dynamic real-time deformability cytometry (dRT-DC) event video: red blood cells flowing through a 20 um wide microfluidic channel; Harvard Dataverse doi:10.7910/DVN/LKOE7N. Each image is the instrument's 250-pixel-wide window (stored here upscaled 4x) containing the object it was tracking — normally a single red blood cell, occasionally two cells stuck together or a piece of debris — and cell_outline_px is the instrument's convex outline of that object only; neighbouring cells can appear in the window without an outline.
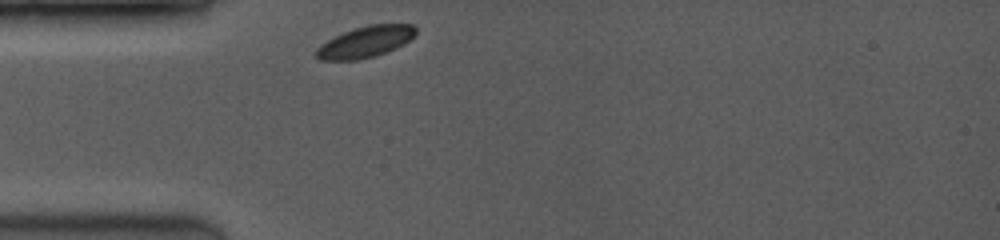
{"species": "common noctule bat (a hibernating species)", "species_latin": "Nyctalus noctula", "temperature_condition": "room temperature", "stored_images_in_passage": 34, "camera_frame_rate_fps": 3500, "um_per_image_px": 0.085, "animal": {"sex": "female", "body_mass_g": 19.0, "forearm_length_mm": 53.3}, "frame": {"image": 1, "passage_image": 1, "time_ms": 0.0, "image_size_px": [1000, 240], "cell_outline_px": [[416, 32], [408, 40], [396, 48], [372, 56], [356, 60], [320, 60], [316, 56], [316, 48], [320, 44], [344, 32], [368, 24], [412, 24], [416, 28]], "centroid_in_image_um": [31.03, 3.55], "position_along_channel_um": 54.0, "area_um2": 17.74}}
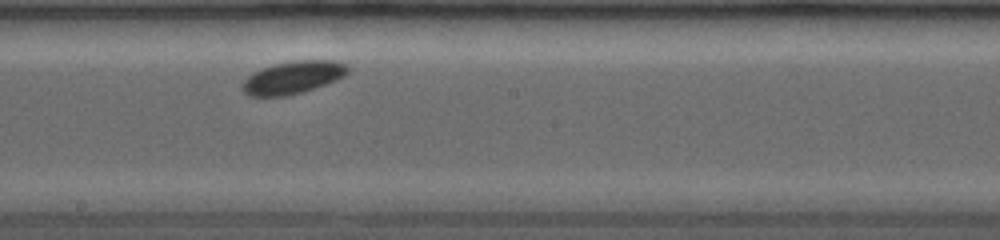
{"frame": {"image": 2, "passage_image": 17, "time_ms": 4.571, "image_size_px": [1000, 240], "cell_outline_px": [[348, 72], [344, 76], [336, 80], [304, 92], [284, 96], [248, 96], [240, 88], [240, 84], [252, 72], [272, 64], [296, 60], [336, 60], [348, 64]], "centroid_in_image_um": [24.88, 6.58], "position_along_channel_um": 223.3, "area_um2": 20.35}}
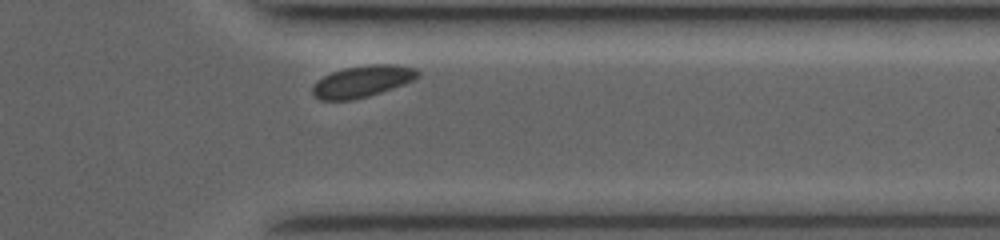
{"frame": {"image": 3, "passage_image": 31, "time_ms": 8.571, "image_size_px": [1000, 240], "cell_outline_px": [[420, 76], [404, 84], [368, 96], [352, 100], [320, 100], [312, 96], [312, 88], [316, 80], [332, 72], [344, 68], [372, 64], [396, 64], [416, 68], [420, 72]], "centroid_in_image_um": [30.79, 6.91], "position_along_channel_um": 380.6, "area_um2": 19.48}, "authors_computed_cell_mechanics": {"area_um2": 19.2185, "velocity_mm_per_s": 3.8796, "shape_relaxation_time_tau1_ms": 0.918, "shape_relaxation_time_tau2_ms": null, "deformation_change_tau1": 0.0487, "deformation_change_tau2": null}}